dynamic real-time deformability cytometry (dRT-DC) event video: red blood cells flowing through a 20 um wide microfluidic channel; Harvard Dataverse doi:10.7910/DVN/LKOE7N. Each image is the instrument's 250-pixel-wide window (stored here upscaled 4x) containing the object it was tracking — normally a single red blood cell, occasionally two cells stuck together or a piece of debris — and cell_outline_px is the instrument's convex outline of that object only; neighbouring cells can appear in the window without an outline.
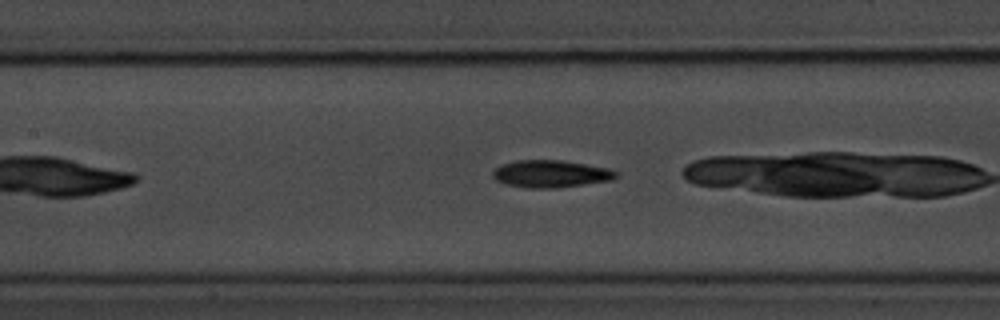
{"species": "common noctule bat (a hibernating species)", "species_latin": "Nyctalus noctula", "temperature_condition": "room temperature", "stored_images_in_passage": 44, "camera_frame_rate_fps": 3000, "um_per_image_px": 0.085, "animal": {"sex": "male", "body_mass_g": 20.1, "forearm_length_mm": 53.5}, "frame": {"image": 1, "passage_image": 13, "time_ms": 4.0, "image_size_px": [1000, 320], "cell_outline_px": [[620, 172], [612, 180], [556, 188], [528, 188], [508, 184], [496, 180], [492, 176], [492, 172], [496, 168], [504, 164], [516, 160], [560, 160], [608, 168]], "centroid_in_image_um": [46.83, 14.77], "position_along_channel_um": 160.6, "area_um2": 19.42}, "authors_computed_cell_mechanics": {"area_um2": 18.7272, "velocity_mm_per_s": 3.7126, "shape_relaxation_time_tau1_ms": 2.9114, "shape_relaxation_time_tau2_ms": 4.515, "deformation_change_tau1": 0.1297, "deformation_change_tau2": 0.139}}